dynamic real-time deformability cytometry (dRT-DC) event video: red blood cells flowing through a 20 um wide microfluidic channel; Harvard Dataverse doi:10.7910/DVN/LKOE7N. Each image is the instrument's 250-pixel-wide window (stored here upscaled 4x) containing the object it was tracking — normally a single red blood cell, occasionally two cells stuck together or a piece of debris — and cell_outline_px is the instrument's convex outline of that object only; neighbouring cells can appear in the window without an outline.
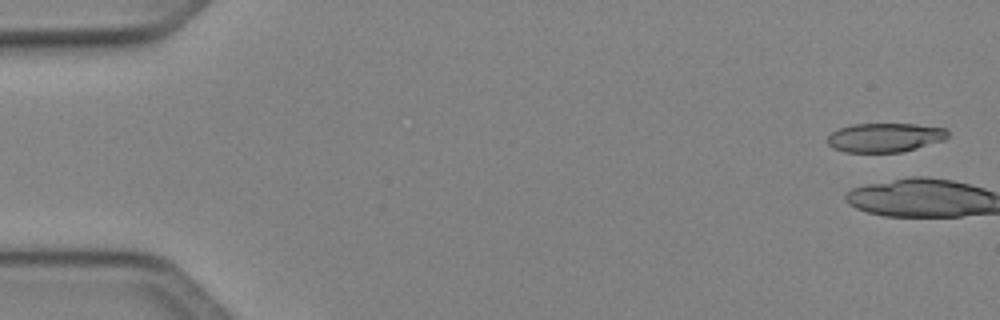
{"species": "Egyptian fruit bat (a non-hibernating species)", "species_latin": "Rousettus aegyptiacus", "temperature_condition": "cold", "stored_images_in_passage": 4, "camera_frame_rate_fps": 3000, "um_per_image_px": 0.085, "animal": {"sex": "female"}, "frame": {"image": 1, "passage_image": 2, "time_ms": 0.333, "image_size_px": [1000, 320], "cell_outline_px": [[948, 136], [944, 140], [904, 152], [844, 152], [832, 148], [828, 144], [828, 136], [832, 132], [840, 128], [852, 124], [916, 124], [944, 128], [948, 132]], "centroid_in_image_um": [75.21, 11.69], "position_along_channel_um": 9.8, "area_um2": 20.4}}